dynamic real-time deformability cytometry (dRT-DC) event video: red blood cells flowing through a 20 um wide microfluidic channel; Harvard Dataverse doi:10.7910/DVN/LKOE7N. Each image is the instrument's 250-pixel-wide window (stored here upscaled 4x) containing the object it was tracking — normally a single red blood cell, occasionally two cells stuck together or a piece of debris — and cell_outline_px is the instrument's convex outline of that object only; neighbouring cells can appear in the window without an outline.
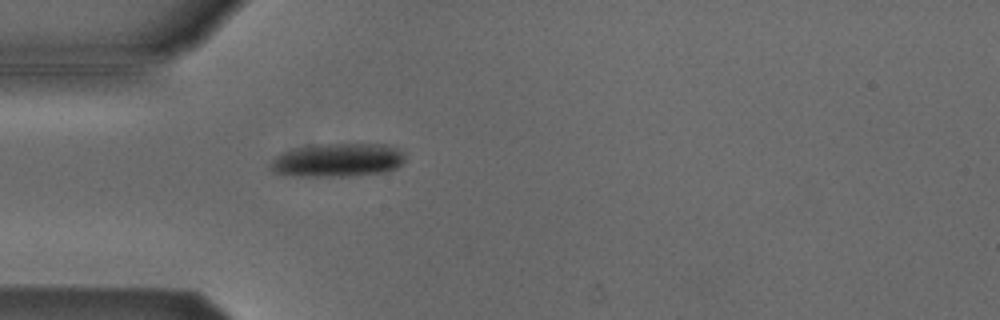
{"species": "Egyptian fruit bat (a non-hibernating species)", "species_latin": "Rousettus aegyptiacus", "temperature_condition": "cold", "stored_images_in_passage": 35, "camera_frame_rate_fps": 3000, "um_per_image_px": 0.085, "animal": {"sex": "male"}, "frame": {"image": 1, "passage_image": 1, "time_ms": 0.0, "image_size_px": [1000, 320], "cell_outline_px": [[404, 160], [396, 168], [384, 172], [352, 176], [296, 176], [272, 172], [268, 168], [268, 164], [280, 152], [296, 148], [324, 144], [384, 144], [396, 148], [404, 152]], "centroid_in_image_um": [28.66, 13.62], "position_along_channel_um": 56.3, "area_um2": 26.41}}
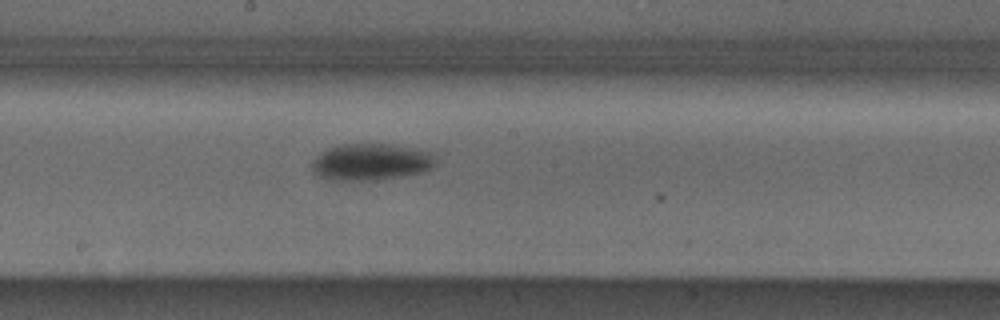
{"frame": {"image": 2, "passage_image": 14, "time_ms": 4.333, "image_size_px": [1000, 320], "cell_outline_px": [[436, 164], [420, 172], [400, 176], [376, 180], [324, 180], [312, 168], [312, 164], [316, 156], [328, 148], [344, 144], [392, 144], [436, 152]], "centroid_in_image_um": [31.56, 13.75], "position_along_channel_um": 216.6, "area_um2": 26.47}}
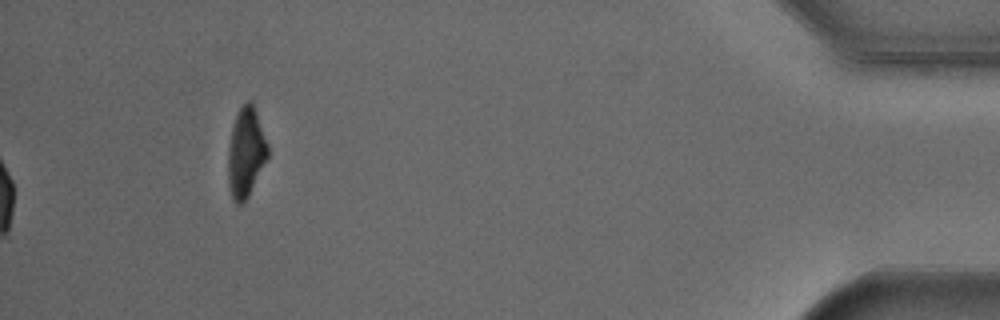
{"frame": {"image": 3, "passage_image": 35, "time_ms": 11.333, "image_size_px": [1000, 320], "cell_outline_px": [[268, 156], [244, 204], [236, 204], [232, 200], [228, 184], [228, 148], [232, 128], [236, 116], [240, 108], [248, 100], [252, 100], [268, 144]], "centroid_in_image_um": [20.89, 12.98], "position_along_channel_um": 414.3, "area_um2": 20.63}, "authors_computed_cell_mechanics": {"area_um2": 26.299, "velocity_mm_per_s": 3.8235, "shape_relaxation_time_tau1_ms": 2.0895, "shape_relaxation_time_tau2_ms": null, "deformation_change_tau1": 0.1216, "deformation_change_tau2": null}}